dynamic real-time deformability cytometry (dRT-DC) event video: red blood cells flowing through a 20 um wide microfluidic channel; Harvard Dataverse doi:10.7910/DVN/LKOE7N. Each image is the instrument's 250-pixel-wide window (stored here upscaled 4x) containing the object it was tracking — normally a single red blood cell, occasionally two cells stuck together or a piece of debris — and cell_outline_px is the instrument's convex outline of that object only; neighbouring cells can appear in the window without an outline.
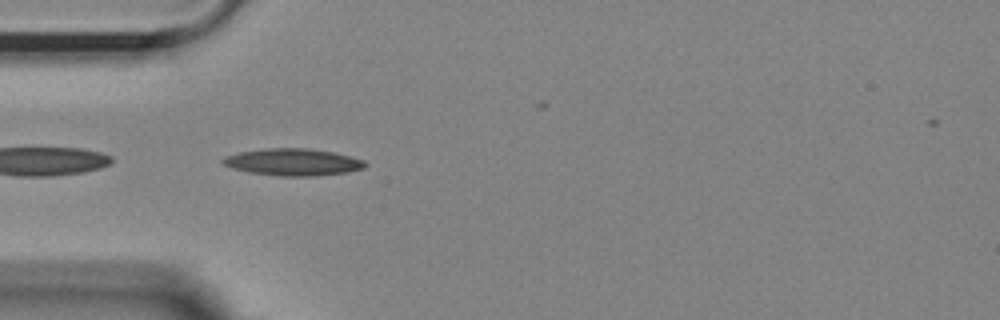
{"species": "Egyptian fruit bat (a non-hibernating species)", "species_latin": "Rousettus aegyptiacus", "temperature_condition": "room temperature", "stored_images_in_passage": 13, "camera_frame_rate_fps": 3000, "um_per_image_px": 0.085, "animal": {"sex": "female"}, "frame": {"image": 1, "passage_image": 1, "time_ms": 0.0, "image_size_px": [1000, 320], "cell_outline_px": [[368, 164], [364, 168], [348, 172], [312, 176], [280, 176], [248, 172], [232, 168], [224, 164], [220, 160], [228, 156], [240, 152], [268, 148], [308, 148], [332, 152], [364, 160]], "centroid_in_image_um": [24.92, 13.78], "position_along_channel_um": 60.1, "area_um2": 22.2}}
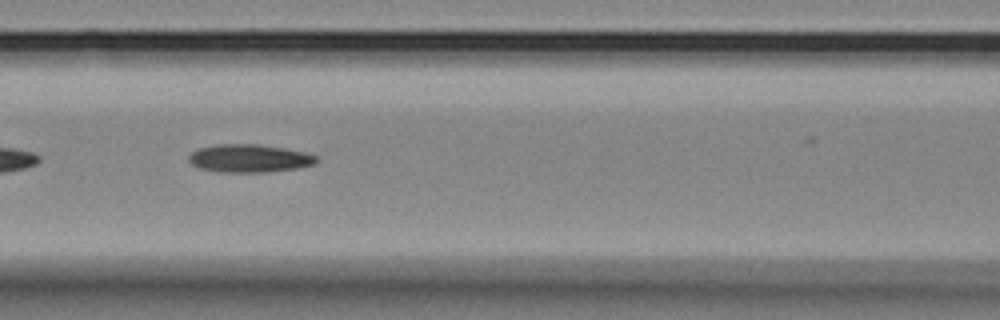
{"frame": {"image": 2, "passage_image": 8, "time_ms": 2.333, "image_size_px": [1000, 320], "cell_outline_px": [[320, 160], [316, 164], [300, 168], [268, 172], [220, 172], [200, 168], [192, 164], [188, 160], [188, 156], [196, 148], [216, 144], [260, 144], [308, 152], [316, 156]], "centroid_in_image_um": [21.23, 13.45], "position_along_channel_um": 145.4, "area_um2": 21.21}}